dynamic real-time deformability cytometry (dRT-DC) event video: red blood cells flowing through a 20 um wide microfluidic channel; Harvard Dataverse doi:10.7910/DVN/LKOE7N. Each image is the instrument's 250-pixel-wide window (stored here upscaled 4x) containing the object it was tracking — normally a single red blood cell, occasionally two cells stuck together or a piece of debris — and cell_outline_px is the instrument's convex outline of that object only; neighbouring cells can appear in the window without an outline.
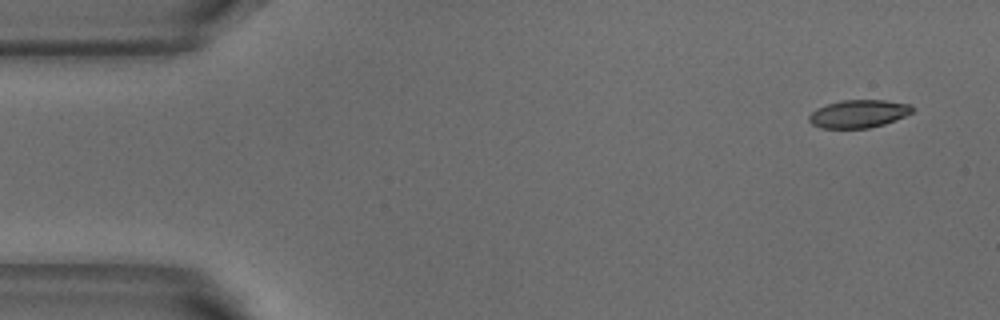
{"species": "common noctule bat (a hibernating species)", "species_latin": "Nyctalus noctula", "temperature_condition": "warm", "stored_images_in_passage": 4, "camera_frame_rate_fps": 3000, "um_per_image_px": 0.085, "animal": {"sex": "male", "body_mass_g": 18.8}, "frame": {"image": 1, "passage_image": 1, "time_ms": 0.0, "image_size_px": [1000, 320], "cell_outline_px": [[916, 108], [912, 112], [904, 116], [884, 124], [868, 128], [820, 128], [812, 124], [808, 120], [808, 116], [816, 108], [840, 100], [884, 100], [912, 104]], "centroid_in_image_um": [72.98, 9.66], "position_along_channel_um": 12.0, "area_um2": 16.88}}
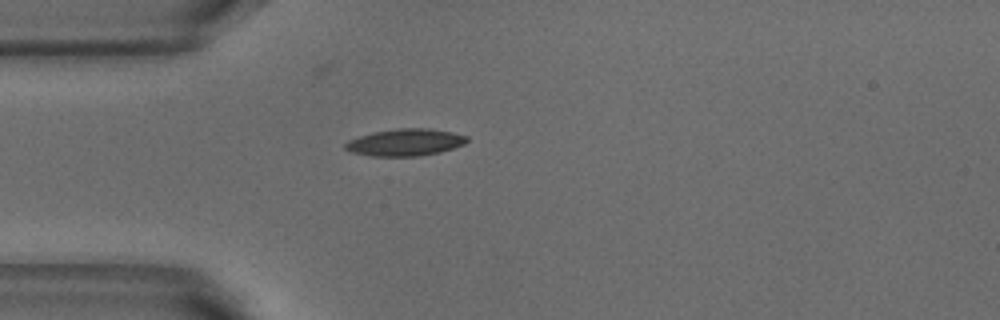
{"frame": {"image": 2, "passage_image": 4, "time_ms": 1.0, "image_size_px": [1000, 320], "cell_outline_px": [[468, 140], [464, 144], [440, 152], [420, 156], [372, 156], [352, 152], [344, 148], [344, 144], [348, 140], [372, 132], [396, 128], [428, 128], [452, 132], [468, 136]], "centroid_in_image_um": [34.44, 12.09], "position_along_channel_um": 50.6, "area_um2": 19.19}}